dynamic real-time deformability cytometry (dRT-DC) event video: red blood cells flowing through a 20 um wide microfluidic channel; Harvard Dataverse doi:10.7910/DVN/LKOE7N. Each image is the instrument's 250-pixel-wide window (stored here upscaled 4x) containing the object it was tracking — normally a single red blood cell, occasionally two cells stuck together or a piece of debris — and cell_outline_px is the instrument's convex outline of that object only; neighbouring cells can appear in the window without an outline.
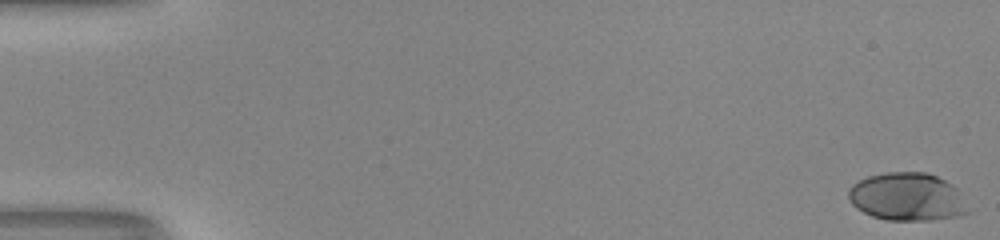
{"species": "human", "species_latin": "Homo sapiens", "temperature_condition": "room temperature", "stored_images_in_passage": 54, "camera_frame_rate_fps": 3000, "um_per_image_px": 0.085, "donor": {"sex": "male"}, "frame": {"image": 1, "passage_image": 1, "time_ms": 0.0, "image_size_px": [1000, 240], "cell_outline_px": [[968, 212], [956, 216], [932, 220], [888, 220], [872, 216], [856, 208], [852, 204], [848, 196], [848, 188], [852, 184], [868, 176], [888, 172], [928, 172], [952, 184], [956, 188]], "centroid_in_image_um": [77.06, 16.72], "position_along_channel_um": 7.9, "area_um2": 33.12}}
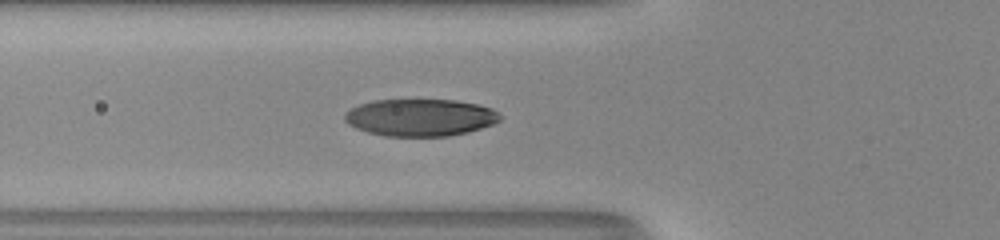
{"frame": {"image": 2, "passage_image": 21, "time_ms": 6.667, "image_size_px": [1000, 240], "cell_outline_px": [[500, 120], [492, 124], [468, 132], [448, 136], [384, 136], [368, 132], [356, 128], [348, 124], [344, 120], [344, 112], [360, 104], [372, 100], [456, 100], [476, 104], [492, 108], [500, 116]], "centroid_in_image_um": [35.68, 9.99], "position_along_channel_um": 90.1, "area_um2": 33.58}}
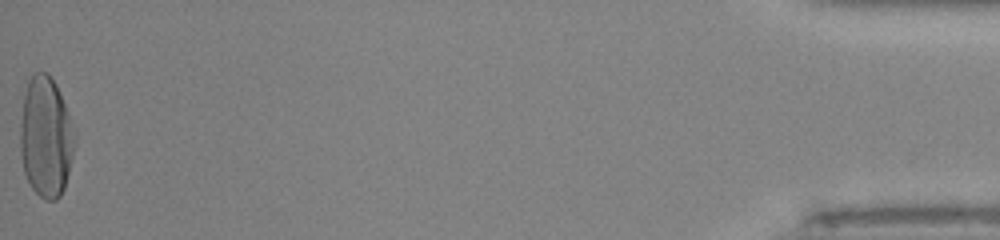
{"frame": {"image": 3, "passage_image": 54, "time_ms": 17.667, "image_size_px": [1000, 240], "cell_outline_px": [[76, 136], [72, 156], [64, 188], [60, 196], [56, 200], [48, 200], [40, 196], [32, 188], [24, 172], [20, 152], [20, 124], [24, 96], [28, 80], [32, 72], [48, 72], [56, 84], [68, 112]], "centroid_in_image_um": [3.89, 11.62], "position_along_channel_um": 431.3, "area_um2": 38.21}, "authors_computed_cell_mechanics": {"area_um2": 34.1887, "velocity_mm_per_s": 3.9887, "shape_relaxation_time_tau1_ms": 3.3001, "shape_relaxation_time_tau2_ms": null, "deformation_change_tau1": 0.2074, "deformation_change_tau2": null}}